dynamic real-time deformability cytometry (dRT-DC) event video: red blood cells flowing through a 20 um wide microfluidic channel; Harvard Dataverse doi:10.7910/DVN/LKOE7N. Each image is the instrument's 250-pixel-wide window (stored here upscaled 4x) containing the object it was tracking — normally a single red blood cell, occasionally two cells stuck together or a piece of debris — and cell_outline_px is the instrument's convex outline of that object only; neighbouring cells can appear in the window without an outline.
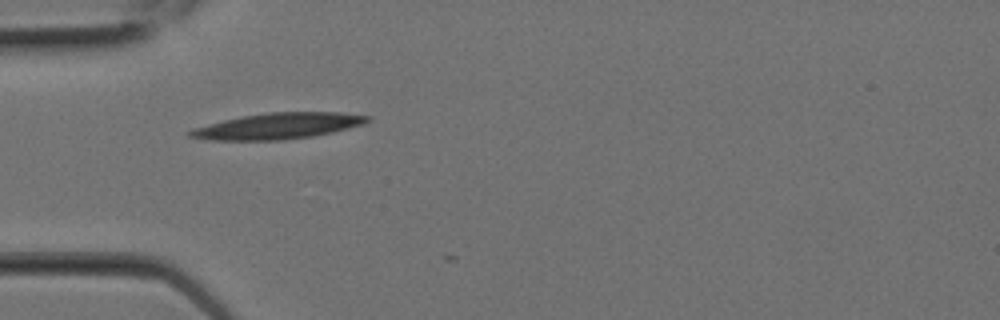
{"species": "Egyptian fruit bat (a non-hibernating species)", "species_latin": "Rousettus aegyptiacus", "temperature_condition": "room temperature", "stored_images_in_passage": 3, "camera_frame_rate_fps": 3000, "um_per_image_px": 0.085, "animal": {"sex": "female"}, "frame": {"image": 1, "passage_image": 2, "time_ms": 0.333, "image_size_px": [1000, 320], "cell_outline_px": [[372, 120], [364, 124], [332, 132], [312, 136], [284, 140], [212, 140], [188, 136], [188, 132], [192, 128], [224, 120], [244, 116], [268, 112], [340, 112], [372, 116]], "centroid_in_image_um": [23.68, 10.7], "position_along_channel_um": 61.3, "area_um2": 26.82}}